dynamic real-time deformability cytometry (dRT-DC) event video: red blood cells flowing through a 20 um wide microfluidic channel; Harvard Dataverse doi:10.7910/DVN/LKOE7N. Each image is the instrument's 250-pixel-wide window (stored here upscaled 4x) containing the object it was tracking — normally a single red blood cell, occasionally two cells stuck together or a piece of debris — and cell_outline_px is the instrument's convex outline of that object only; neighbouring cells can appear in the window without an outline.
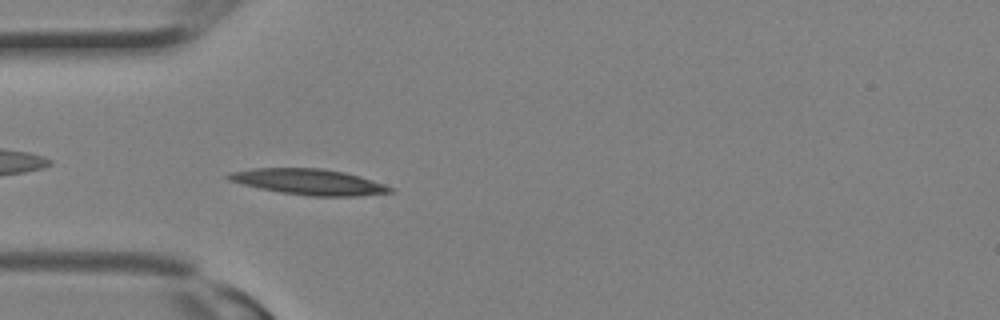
{"species": "Egyptian fruit bat (a non-hibernating species)", "species_latin": "Rousettus aegyptiacus", "temperature_condition": "room temperature", "stored_images_in_passage": 7, "camera_frame_rate_fps": 3000, "um_per_image_px": 0.085, "animal": {"sex": "female"}, "frame": {"image": 1, "passage_image": 7, "time_ms": 2.0, "image_size_px": [1000, 320], "cell_outline_px": [[396, 192], [360, 196], [308, 196], [280, 192], [260, 188], [228, 180], [224, 176], [228, 172], [252, 168], [320, 168], [344, 172], [360, 176], [396, 188]], "centroid_in_image_um": [26.29, 15.46], "position_along_channel_um": 58.7, "area_um2": 24.51}}